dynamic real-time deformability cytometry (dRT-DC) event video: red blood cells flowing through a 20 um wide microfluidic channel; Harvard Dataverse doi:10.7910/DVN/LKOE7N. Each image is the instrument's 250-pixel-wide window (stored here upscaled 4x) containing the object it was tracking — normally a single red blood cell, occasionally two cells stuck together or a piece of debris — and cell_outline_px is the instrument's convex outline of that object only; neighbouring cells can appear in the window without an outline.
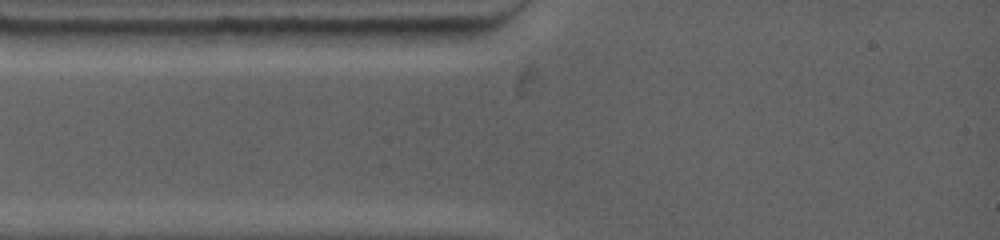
{"species": "common noctule bat (a hibernating species)", "species_latin": "Nyctalus noctula", "temperature_condition": "warm", "stored_images_in_passage": 2, "camera_frame_rate_fps": 4500, "um_per_image_px": 0.085, "animal": {"sex": "female", "body_mass_g": 19.0, "forearm_length_mm": 53.3}, "frame": {"image": 1, "passage_image": 1, "time_ms": 0.0, "image_size_px": [1000, 240], "cell_outline_px": [[476, 36], [456, 44], [416, 48], [384, 48], [320, 44], [316, 28], [468, 28], [476, 32]], "centroid_in_image_um": [33.49, 3.15], "position_along_channel_um": 51.5, "area_um2": 20.0}}